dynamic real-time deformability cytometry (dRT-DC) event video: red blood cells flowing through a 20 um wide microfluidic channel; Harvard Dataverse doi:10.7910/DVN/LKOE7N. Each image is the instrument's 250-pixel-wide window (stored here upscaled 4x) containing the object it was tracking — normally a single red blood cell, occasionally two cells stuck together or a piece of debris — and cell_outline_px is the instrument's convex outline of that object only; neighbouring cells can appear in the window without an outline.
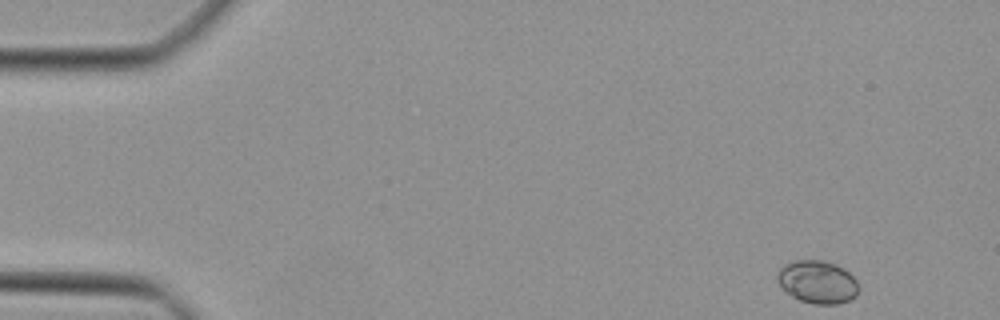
{"species": "Egyptian fruit bat (a non-hibernating species)", "species_latin": "Rousettus aegyptiacus", "temperature_condition": "cold", "stored_images_in_passage": 44, "camera_frame_rate_fps": 3000, "um_per_image_px": 0.085, "animal": {"sex": "female"}, "frame": {"image": 1, "passage_image": 1, "time_ms": 0.0, "image_size_px": [1000, 320], "cell_outline_px": [[860, 288], [856, 296], [848, 300], [836, 304], [812, 304], [800, 300], [792, 296], [780, 284], [776, 276], [780, 268], [796, 260], [824, 260], [836, 264], [844, 268], [856, 280]], "centroid_in_image_um": [69.52, 23.96], "position_along_channel_um": 15.5, "area_um2": 20.17}}
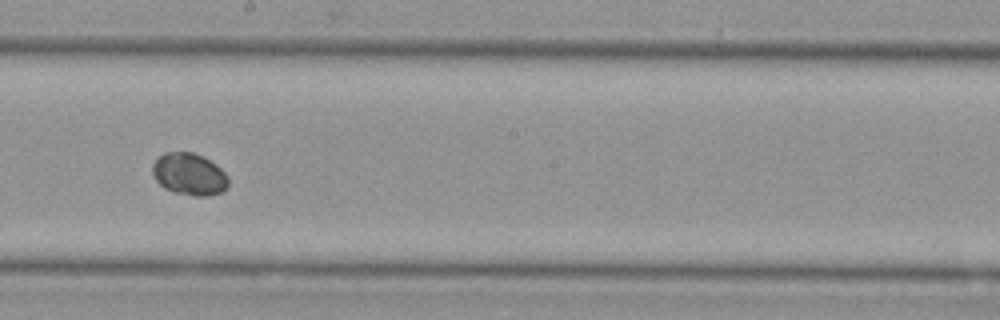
{"frame": {"image": 2, "passage_image": 24, "time_ms": 7.667, "image_size_px": [1000, 320], "cell_outline_px": [[228, 184], [220, 192], [208, 196], [196, 196], [176, 192], [164, 188], [156, 180], [152, 172], [152, 164], [164, 152], [192, 152], [204, 156], [216, 164], [228, 176]], "centroid_in_image_um": [16.08, 14.79], "position_along_channel_um": 232.1, "area_um2": 18.5}}
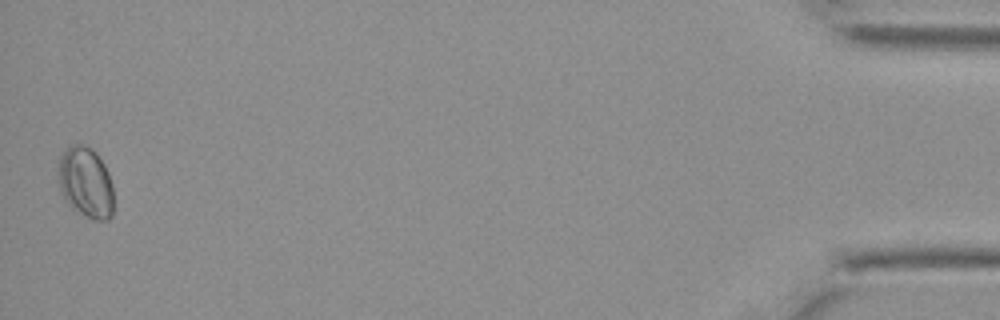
{"frame": {"image": 3, "passage_image": 44, "time_ms": 14.333, "image_size_px": [1000, 320], "cell_outline_px": [[112, 216], [108, 220], [96, 220], [72, 208], [64, 200], [60, 188], [60, 156], [72, 144], [80, 144], [92, 148], [96, 152], [104, 164], [108, 172], [112, 184]], "centroid_in_image_um": [7.31, 15.51], "position_along_channel_um": 427.9, "area_um2": 22.43}}